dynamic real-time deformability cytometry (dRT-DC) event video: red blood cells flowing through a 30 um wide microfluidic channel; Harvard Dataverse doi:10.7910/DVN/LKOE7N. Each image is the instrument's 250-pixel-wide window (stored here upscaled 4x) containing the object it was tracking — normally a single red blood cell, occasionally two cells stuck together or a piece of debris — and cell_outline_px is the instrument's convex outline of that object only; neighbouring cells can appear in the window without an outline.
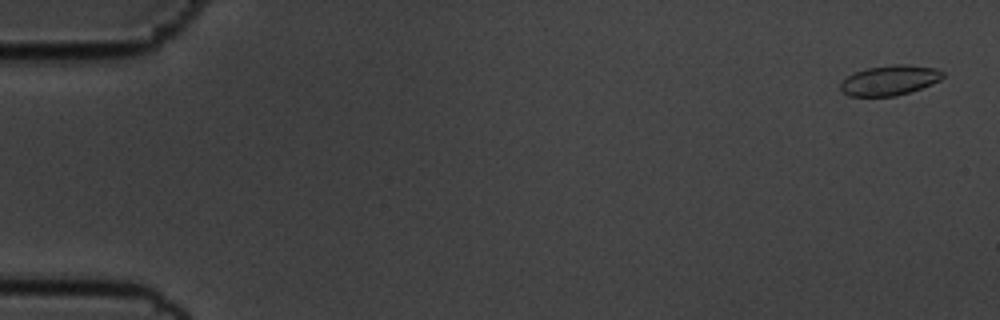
{"species": "common noctule bat (a hibernating species)", "species_latin": "Nyctalus noctula", "temperature_condition": "cold", "stored_images_in_passage": 56, "camera_frame_rate_fps": 3000, "um_per_image_px": 0.085, "animal": {"sex": "male", "body_mass_g": 19.5, "forearm_length_mm": 54.6}, "frame": {"image": 1, "passage_image": 2, "time_ms": 0.333, "image_size_px": [1000, 320], "cell_outline_px": [[944, 76], [940, 80], [932, 84], [896, 96], [848, 96], [840, 92], [840, 84], [852, 72], [868, 68], [896, 64], [904, 64], [936, 68], [944, 72]], "centroid_in_image_um": [75.6, 6.82], "position_along_channel_um": 9.4, "area_um2": 17.92}}
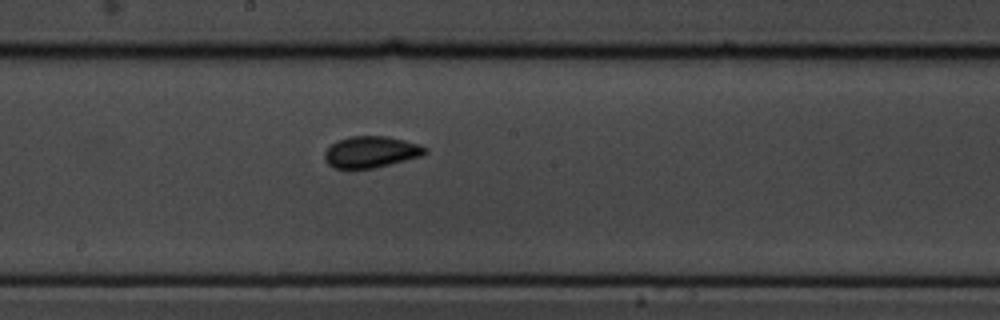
{"frame": {"image": 2, "passage_image": 31, "time_ms": 10.0, "image_size_px": [1000, 320], "cell_outline_px": [[428, 152], [420, 156], [372, 168], [336, 168], [328, 164], [324, 160], [324, 152], [336, 140], [348, 136], [388, 136], [420, 144], [428, 148]], "centroid_in_image_um": [31.52, 12.89], "position_along_channel_um": 216.7, "area_um2": 18.32}}
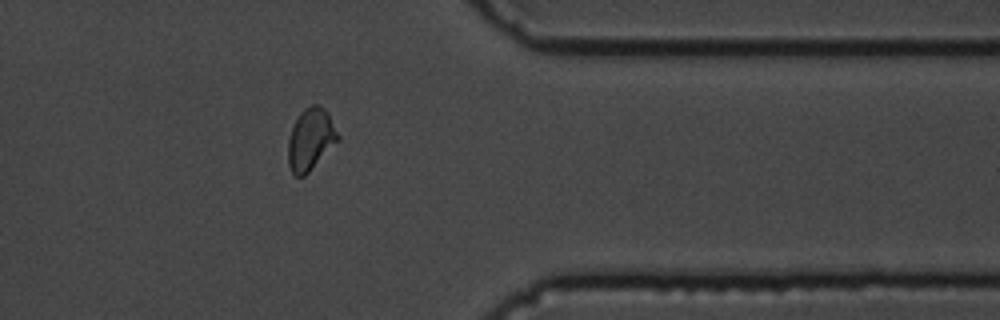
{"frame": {"image": 3, "passage_image": 46, "time_ms": 15.0, "image_size_px": [1000, 320], "cell_outline_px": [[340, 140], [304, 176], [296, 176], [292, 172], [288, 164], [288, 140], [292, 128], [300, 112], [304, 108], [312, 104], [320, 104], [328, 112], [340, 136]], "centroid_in_image_um": [26.42, 11.82], "position_along_channel_um": 385.0, "area_um2": 18.03}, "authors_computed_cell_mechanics": {"area_um2": 17.9758, "velocity_mm_per_s": 3.5875, "shape_relaxation_time_tau1_ms": 2.7797, "shape_relaxation_time_tau2_ms": null, "deformation_change_tau1": 0.0623, "deformation_change_tau2": null}}